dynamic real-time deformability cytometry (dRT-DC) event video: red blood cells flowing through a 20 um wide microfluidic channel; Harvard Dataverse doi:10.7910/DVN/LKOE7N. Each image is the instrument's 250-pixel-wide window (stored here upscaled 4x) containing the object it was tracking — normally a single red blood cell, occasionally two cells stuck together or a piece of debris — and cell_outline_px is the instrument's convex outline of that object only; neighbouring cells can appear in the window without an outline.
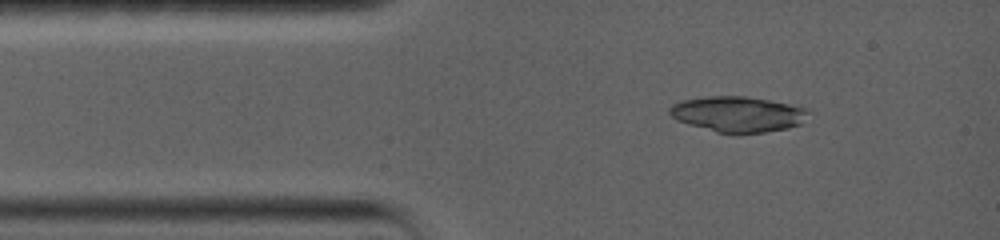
{"species": "common noctule bat (a hibernating species)", "species_latin": "Nyctalus noctula", "temperature_condition": "warm", "stored_images_in_passage": 5, "camera_frame_rate_fps": 5000, "um_per_image_px": 0.085, "animal": {"sex": "female", "body_mass_g": 19.0, "forearm_length_mm": 56.7}, "frame": {"image": 1, "passage_image": 3, "time_ms": 1.0, "image_size_px": [1000, 240], "cell_outline_px": [[808, 112], [800, 124], [788, 128], [740, 136], [736, 136], [716, 132], [688, 124], [676, 120], [668, 112], [668, 108], [672, 104], [680, 100], [708, 96], [744, 96], [768, 100], [808, 108]], "centroid_in_image_um": [62.66, 9.73], "position_along_channel_um": 22.3, "area_um2": 29.19}}